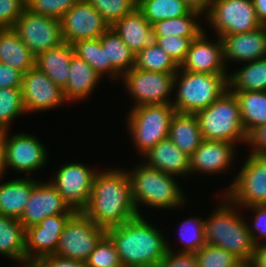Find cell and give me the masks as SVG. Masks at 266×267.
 Instances as JSON below:
<instances>
[{"label": "cell", "instance_id": "d590c367", "mask_svg": "<svg viewBox=\"0 0 266 267\" xmlns=\"http://www.w3.org/2000/svg\"><path fill=\"white\" fill-rule=\"evenodd\" d=\"M23 114L27 112L21 88L0 89V128L3 131L10 130L13 119Z\"/></svg>", "mask_w": 266, "mask_h": 267}, {"label": "cell", "instance_id": "f6af8a7d", "mask_svg": "<svg viewBox=\"0 0 266 267\" xmlns=\"http://www.w3.org/2000/svg\"><path fill=\"white\" fill-rule=\"evenodd\" d=\"M167 247V253L154 267H198V260L195 253H176L171 249L169 244H167Z\"/></svg>", "mask_w": 266, "mask_h": 267}, {"label": "cell", "instance_id": "5b68a950", "mask_svg": "<svg viewBox=\"0 0 266 267\" xmlns=\"http://www.w3.org/2000/svg\"><path fill=\"white\" fill-rule=\"evenodd\" d=\"M228 77L229 75L196 73L179 68L174 82L176 96L171 104L176 112L196 114L229 89Z\"/></svg>", "mask_w": 266, "mask_h": 267}, {"label": "cell", "instance_id": "680465c9", "mask_svg": "<svg viewBox=\"0 0 266 267\" xmlns=\"http://www.w3.org/2000/svg\"><path fill=\"white\" fill-rule=\"evenodd\" d=\"M3 132L4 131L0 128V140L2 139Z\"/></svg>", "mask_w": 266, "mask_h": 267}, {"label": "cell", "instance_id": "db71d44e", "mask_svg": "<svg viewBox=\"0 0 266 267\" xmlns=\"http://www.w3.org/2000/svg\"><path fill=\"white\" fill-rule=\"evenodd\" d=\"M6 171L5 164V148L2 139L0 140V179L3 178V174ZM1 182V180H0Z\"/></svg>", "mask_w": 266, "mask_h": 267}, {"label": "cell", "instance_id": "9a60e30c", "mask_svg": "<svg viewBox=\"0 0 266 267\" xmlns=\"http://www.w3.org/2000/svg\"><path fill=\"white\" fill-rule=\"evenodd\" d=\"M60 23L64 42L71 45L80 40L99 38L110 28L86 0H79L64 14Z\"/></svg>", "mask_w": 266, "mask_h": 267}, {"label": "cell", "instance_id": "2e32d148", "mask_svg": "<svg viewBox=\"0 0 266 267\" xmlns=\"http://www.w3.org/2000/svg\"><path fill=\"white\" fill-rule=\"evenodd\" d=\"M21 90L27 113L47 111L67 102L63 90L36 66L23 74Z\"/></svg>", "mask_w": 266, "mask_h": 267}, {"label": "cell", "instance_id": "4316f807", "mask_svg": "<svg viewBox=\"0 0 266 267\" xmlns=\"http://www.w3.org/2000/svg\"><path fill=\"white\" fill-rule=\"evenodd\" d=\"M38 181L25 176L0 183V214L20 219L32 188Z\"/></svg>", "mask_w": 266, "mask_h": 267}, {"label": "cell", "instance_id": "7a4b0ae2", "mask_svg": "<svg viewBox=\"0 0 266 267\" xmlns=\"http://www.w3.org/2000/svg\"><path fill=\"white\" fill-rule=\"evenodd\" d=\"M144 216L106 230L114 242L123 267H154L167 253L168 241Z\"/></svg>", "mask_w": 266, "mask_h": 267}, {"label": "cell", "instance_id": "60d3db41", "mask_svg": "<svg viewBox=\"0 0 266 267\" xmlns=\"http://www.w3.org/2000/svg\"><path fill=\"white\" fill-rule=\"evenodd\" d=\"M86 267H123L114 242L106 234L87 258Z\"/></svg>", "mask_w": 266, "mask_h": 267}, {"label": "cell", "instance_id": "7bdbcfd3", "mask_svg": "<svg viewBox=\"0 0 266 267\" xmlns=\"http://www.w3.org/2000/svg\"><path fill=\"white\" fill-rule=\"evenodd\" d=\"M196 37L176 35L158 37L157 44L180 66L185 60L190 43Z\"/></svg>", "mask_w": 266, "mask_h": 267}, {"label": "cell", "instance_id": "484cf974", "mask_svg": "<svg viewBox=\"0 0 266 267\" xmlns=\"http://www.w3.org/2000/svg\"><path fill=\"white\" fill-rule=\"evenodd\" d=\"M73 55V46L64 42L58 47L37 55L35 66L63 90L70 74V63Z\"/></svg>", "mask_w": 266, "mask_h": 267}, {"label": "cell", "instance_id": "f35d334b", "mask_svg": "<svg viewBox=\"0 0 266 267\" xmlns=\"http://www.w3.org/2000/svg\"><path fill=\"white\" fill-rule=\"evenodd\" d=\"M195 254L198 267H237L242 263L231 252L211 244H205Z\"/></svg>", "mask_w": 266, "mask_h": 267}, {"label": "cell", "instance_id": "cb8c5ba5", "mask_svg": "<svg viewBox=\"0 0 266 267\" xmlns=\"http://www.w3.org/2000/svg\"><path fill=\"white\" fill-rule=\"evenodd\" d=\"M100 43L106 55V75L121 79L134 67L135 54L112 28L100 36Z\"/></svg>", "mask_w": 266, "mask_h": 267}, {"label": "cell", "instance_id": "d6986e66", "mask_svg": "<svg viewBox=\"0 0 266 267\" xmlns=\"http://www.w3.org/2000/svg\"><path fill=\"white\" fill-rule=\"evenodd\" d=\"M205 30L190 43L185 60L180 69L218 75L227 74V67L223 60V44L219 37L217 41H209Z\"/></svg>", "mask_w": 266, "mask_h": 267}, {"label": "cell", "instance_id": "8d00e7d4", "mask_svg": "<svg viewBox=\"0 0 266 267\" xmlns=\"http://www.w3.org/2000/svg\"><path fill=\"white\" fill-rule=\"evenodd\" d=\"M74 55L87 62L102 78L106 73V55L100 43V37L96 39L80 40L72 44Z\"/></svg>", "mask_w": 266, "mask_h": 267}, {"label": "cell", "instance_id": "6f0895ef", "mask_svg": "<svg viewBox=\"0 0 266 267\" xmlns=\"http://www.w3.org/2000/svg\"><path fill=\"white\" fill-rule=\"evenodd\" d=\"M22 267H34L30 262L26 264H22Z\"/></svg>", "mask_w": 266, "mask_h": 267}, {"label": "cell", "instance_id": "c3c4849f", "mask_svg": "<svg viewBox=\"0 0 266 267\" xmlns=\"http://www.w3.org/2000/svg\"><path fill=\"white\" fill-rule=\"evenodd\" d=\"M23 73L8 64L0 63V89L21 88Z\"/></svg>", "mask_w": 266, "mask_h": 267}, {"label": "cell", "instance_id": "11a10c76", "mask_svg": "<svg viewBox=\"0 0 266 267\" xmlns=\"http://www.w3.org/2000/svg\"><path fill=\"white\" fill-rule=\"evenodd\" d=\"M218 1H220V0H207V11H208L209 7H210L213 3L218 2Z\"/></svg>", "mask_w": 266, "mask_h": 267}, {"label": "cell", "instance_id": "83f0119b", "mask_svg": "<svg viewBox=\"0 0 266 267\" xmlns=\"http://www.w3.org/2000/svg\"><path fill=\"white\" fill-rule=\"evenodd\" d=\"M167 138L191 156L204 141L196 114L176 112L170 122Z\"/></svg>", "mask_w": 266, "mask_h": 267}, {"label": "cell", "instance_id": "f907efd6", "mask_svg": "<svg viewBox=\"0 0 266 267\" xmlns=\"http://www.w3.org/2000/svg\"><path fill=\"white\" fill-rule=\"evenodd\" d=\"M251 267H266V243L255 245V249L251 259L249 260Z\"/></svg>", "mask_w": 266, "mask_h": 267}, {"label": "cell", "instance_id": "816d5d0a", "mask_svg": "<svg viewBox=\"0 0 266 267\" xmlns=\"http://www.w3.org/2000/svg\"><path fill=\"white\" fill-rule=\"evenodd\" d=\"M252 2L258 21L266 26V0H252Z\"/></svg>", "mask_w": 266, "mask_h": 267}, {"label": "cell", "instance_id": "836d02e7", "mask_svg": "<svg viewBox=\"0 0 266 267\" xmlns=\"http://www.w3.org/2000/svg\"><path fill=\"white\" fill-rule=\"evenodd\" d=\"M202 13L192 10L189 14L173 18L164 19L152 25V30L157 37L163 36H182V37H198L204 29L197 20Z\"/></svg>", "mask_w": 266, "mask_h": 267}, {"label": "cell", "instance_id": "e575fe53", "mask_svg": "<svg viewBox=\"0 0 266 267\" xmlns=\"http://www.w3.org/2000/svg\"><path fill=\"white\" fill-rule=\"evenodd\" d=\"M134 68L159 73H176L179 65L157 44L145 47L135 55Z\"/></svg>", "mask_w": 266, "mask_h": 267}, {"label": "cell", "instance_id": "8fae6325", "mask_svg": "<svg viewBox=\"0 0 266 267\" xmlns=\"http://www.w3.org/2000/svg\"><path fill=\"white\" fill-rule=\"evenodd\" d=\"M121 78L127 93L136 101L132 108L172 102L170 94L174 92L175 73L143 71L133 67Z\"/></svg>", "mask_w": 266, "mask_h": 267}, {"label": "cell", "instance_id": "9c48e42d", "mask_svg": "<svg viewBox=\"0 0 266 267\" xmlns=\"http://www.w3.org/2000/svg\"><path fill=\"white\" fill-rule=\"evenodd\" d=\"M232 184L222 194L245 208L266 203V157L249 152Z\"/></svg>", "mask_w": 266, "mask_h": 267}, {"label": "cell", "instance_id": "1f68e13d", "mask_svg": "<svg viewBox=\"0 0 266 267\" xmlns=\"http://www.w3.org/2000/svg\"><path fill=\"white\" fill-rule=\"evenodd\" d=\"M234 94L240 105L241 120L247 135L266 124V91H240Z\"/></svg>", "mask_w": 266, "mask_h": 267}, {"label": "cell", "instance_id": "6da1fadb", "mask_svg": "<svg viewBox=\"0 0 266 267\" xmlns=\"http://www.w3.org/2000/svg\"><path fill=\"white\" fill-rule=\"evenodd\" d=\"M82 212L105 230L137 216L128 171L119 168L97 172L88 205Z\"/></svg>", "mask_w": 266, "mask_h": 267}, {"label": "cell", "instance_id": "ac0fdd59", "mask_svg": "<svg viewBox=\"0 0 266 267\" xmlns=\"http://www.w3.org/2000/svg\"><path fill=\"white\" fill-rule=\"evenodd\" d=\"M72 215L48 216L37 225L26 229V263L42 256L53 255L56 252L64 226Z\"/></svg>", "mask_w": 266, "mask_h": 267}, {"label": "cell", "instance_id": "ab89813d", "mask_svg": "<svg viewBox=\"0 0 266 267\" xmlns=\"http://www.w3.org/2000/svg\"><path fill=\"white\" fill-rule=\"evenodd\" d=\"M103 17L111 27L125 15L131 13L137 7V0H86Z\"/></svg>", "mask_w": 266, "mask_h": 267}, {"label": "cell", "instance_id": "f5cc1de1", "mask_svg": "<svg viewBox=\"0 0 266 267\" xmlns=\"http://www.w3.org/2000/svg\"><path fill=\"white\" fill-rule=\"evenodd\" d=\"M192 10H196L205 15L207 13V0H183Z\"/></svg>", "mask_w": 266, "mask_h": 267}, {"label": "cell", "instance_id": "5bb4252c", "mask_svg": "<svg viewBox=\"0 0 266 267\" xmlns=\"http://www.w3.org/2000/svg\"><path fill=\"white\" fill-rule=\"evenodd\" d=\"M97 171L83 163L62 165L56 176L49 182L62 195L75 212H82L88 205L93 179Z\"/></svg>", "mask_w": 266, "mask_h": 267}, {"label": "cell", "instance_id": "d4e9b609", "mask_svg": "<svg viewBox=\"0 0 266 267\" xmlns=\"http://www.w3.org/2000/svg\"><path fill=\"white\" fill-rule=\"evenodd\" d=\"M69 77L63 95L67 101L76 102L89 98L95 86L100 82L99 74L83 59L73 55L70 63Z\"/></svg>", "mask_w": 266, "mask_h": 267}, {"label": "cell", "instance_id": "7dc6e473", "mask_svg": "<svg viewBox=\"0 0 266 267\" xmlns=\"http://www.w3.org/2000/svg\"><path fill=\"white\" fill-rule=\"evenodd\" d=\"M34 267H86V263L72 259H64L56 255H47L30 262Z\"/></svg>", "mask_w": 266, "mask_h": 267}, {"label": "cell", "instance_id": "ee69618b", "mask_svg": "<svg viewBox=\"0 0 266 267\" xmlns=\"http://www.w3.org/2000/svg\"><path fill=\"white\" fill-rule=\"evenodd\" d=\"M26 10V0H0V29L13 28Z\"/></svg>", "mask_w": 266, "mask_h": 267}, {"label": "cell", "instance_id": "44dd1931", "mask_svg": "<svg viewBox=\"0 0 266 267\" xmlns=\"http://www.w3.org/2000/svg\"><path fill=\"white\" fill-rule=\"evenodd\" d=\"M236 144L225 141L204 140L190 156V175L217 174L229 170Z\"/></svg>", "mask_w": 266, "mask_h": 267}, {"label": "cell", "instance_id": "30bf717a", "mask_svg": "<svg viewBox=\"0 0 266 267\" xmlns=\"http://www.w3.org/2000/svg\"><path fill=\"white\" fill-rule=\"evenodd\" d=\"M205 17L217 37L245 33L262 26L252 0H220L209 7Z\"/></svg>", "mask_w": 266, "mask_h": 267}, {"label": "cell", "instance_id": "bcb514c9", "mask_svg": "<svg viewBox=\"0 0 266 267\" xmlns=\"http://www.w3.org/2000/svg\"><path fill=\"white\" fill-rule=\"evenodd\" d=\"M246 208L255 212L253 218L254 223L251 226L248 225L253 243L255 245L263 243V241L266 243V203L248 206ZM260 239L264 240L260 241Z\"/></svg>", "mask_w": 266, "mask_h": 267}, {"label": "cell", "instance_id": "681fc988", "mask_svg": "<svg viewBox=\"0 0 266 267\" xmlns=\"http://www.w3.org/2000/svg\"><path fill=\"white\" fill-rule=\"evenodd\" d=\"M252 146L250 153L266 157V124L255 128L247 138V143Z\"/></svg>", "mask_w": 266, "mask_h": 267}, {"label": "cell", "instance_id": "277c9868", "mask_svg": "<svg viewBox=\"0 0 266 267\" xmlns=\"http://www.w3.org/2000/svg\"><path fill=\"white\" fill-rule=\"evenodd\" d=\"M128 173L132 184V199L138 215H142L138 209L141 204L159 210L177 209L187 199L174 176L149 167L144 162L137 164L133 170H128Z\"/></svg>", "mask_w": 266, "mask_h": 267}, {"label": "cell", "instance_id": "e0dca14e", "mask_svg": "<svg viewBox=\"0 0 266 267\" xmlns=\"http://www.w3.org/2000/svg\"><path fill=\"white\" fill-rule=\"evenodd\" d=\"M74 213L50 182L38 181L32 188L19 222L27 229L48 216Z\"/></svg>", "mask_w": 266, "mask_h": 267}, {"label": "cell", "instance_id": "ffe728a7", "mask_svg": "<svg viewBox=\"0 0 266 267\" xmlns=\"http://www.w3.org/2000/svg\"><path fill=\"white\" fill-rule=\"evenodd\" d=\"M223 60L226 63L250 62L266 57V26L232 35H222Z\"/></svg>", "mask_w": 266, "mask_h": 267}, {"label": "cell", "instance_id": "f546056e", "mask_svg": "<svg viewBox=\"0 0 266 267\" xmlns=\"http://www.w3.org/2000/svg\"><path fill=\"white\" fill-rule=\"evenodd\" d=\"M26 229L19 219L0 214V255L26 264Z\"/></svg>", "mask_w": 266, "mask_h": 267}, {"label": "cell", "instance_id": "f1b7e54d", "mask_svg": "<svg viewBox=\"0 0 266 267\" xmlns=\"http://www.w3.org/2000/svg\"><path fill=\"white\" fill-rule=\"evenodd\" d=\"M0 63L8 64L23 74L35 66V56L13 28L0 29Z\"/></svg>", "mask_w": 266, "mask_h": 267}, {"label": "cell", "instance_id": "7402d4cb", "mask_svg": "<svg viewBox=\"0 0 266 267\" xmlns=\"http://www.w3.org/2000/svg\"><path fill=\"white\" fill-rule=\"evenodd\" d=\"M110 28L135 55L145 47L157 45L158 37L152 30V25L137 7Z\"/></svg>", "mask_w": 266, "mask_h": 267}, {"label": "cell", "instance_id": "ba28073f", "mask_svg": "<svg viewBox=\"0 0 266 267\" xmlns=\"http://www.w3.org/2000/svg\"><path fill=\"white\" fill-rule=\"evenodd\" d=\"M105 235L104 228L96 225L83 212H75L66 222L53 255L86 262Z\"/></svg>", "mask_w": 266, "mask_h": 267}, {"label": "cell", "instance_id": "b9f144b4", "mask_svg": "<svg viewBox=\"0 0 266 267\" xmlns=\"http://www.w3.org/2000/svg\"><path fill=\"white\" fill-rule=\"evenodd\" d=\"M79 0H26V9L44 16L61 19Z\"/></svg>", "mask_w": 266, "mask_h": 267}, {"label": "cell", "instance_id": "603a6c76", "mask_svg": "<svg viewBox=\"0 0 266 267\" xmlns=\"http://www.w3.org/2000/svg\"><path fill=\"white\" fill-rule=\"evenodd\" d=\"M143 157L146 165L163 173L174 177L190 175V156L168 138L156 144Z\"/></svg>", "mask_w": 266, "mask_h": 267}, {"label": "cell", "instance_id": "9f6ffc18", "mask_svg": "<svg viewBox=\"0 0 266 267\" xmlns=\"http://www.w3.org/2000/svg\"><path fill=\"white\" fill-rule=\"evenodd\" d=\"M237 267H251L250 265H249V263L248 262H242L239 266H237Z\"/></svg>", "mask_w": 266, "mask_h": 267}, {"label": "cell", "instance_id": "74e56055", "mask_svg": "<svg viewBox=\"0 0 266 267\" xmlns=\"http://www.w3.org/2000/svg\"><path fill=\"white\" fill-rule=\"evenodd\" d=\"M179 225V239L184 247L177 252L195 253L206 244L204 219L191 217Z\"/></svg>", "mask_w": 266, "mask_h": 267}, {"label": "cell", "instance_id": "52a82bcc", "mask_svg": "<svg viewBox=\"0 0 266 267\" xmlns=\"http://www.w3.org/2000/svg\"><path fill=\"white\" fill-rule=\"evenodd\" d=\"M175 113L172 104L143 105L130 110L127 114V128L141 156L167 139Z\"/></svg>", "mask_w": 266, "mask_h": 267}, {"label": "cell", "instance_id": "8992f818", "mask_svg": "<svg viewBox=\"0 0 266 267\" xmlns=\"http://www.w3.org/2000/svg\"><path fill=\"white\" fill-rule=\"evenodd\" d=\"M204 140L247 143L240 114V105L234 92L226 90L207 108L196 113Z\"/></svg>", "mask_w": 266, "mask_h": 267}, {"label": "cell", "instance_id": "4dcf8cb0", "mask_svg": "<svg viewBox=\"0 0 266 267\" xmlns=\"http://www.w3.org/2000/svg\"><path fill=\"white\" fill-rule=\"evenodd\" d=\"M244 64L229 74V89L232 92L266 91V57Z\"/></svg>", "mask_w": 266, "mask_h": 267}, {"label": "cell", "instance_id": "4fadbf2b", "mask_svg": "<svg viewBox=\"0 0 266 267\" xmlns=\"http://www.w3.org/2000/svg\"><path fill=\"white\" fill-rule=\"evenodd\" d=\"M8 131L5 130L2 135L6 169L26 173L30 177V173L45 166L48 152L36 136L20 132L9 138Z\"/></svg>", "mask_w": 266, "mask_h": 267}, {"label": "cell", "instance_id": "d6a6232c", "mask_svg": "<svg viewBox=\"0 0 266 267\" xmlns=\"http://www.w3.org/2000/svg\"><path fill=\"white\" fill-rule=\"evenodd\" d=\"M137 8L151 25L164 19L187 15L192 11L183 0H137Z\"/></svg>", "mask_w": 266, "mask_h": 267}, {"label": "cell", "instance_id": "7c38bea8", "mask_svg": "<svg viewBox=\"0 0 266 267\" xmlns=\"http://www.w3.org/2000/svg\"><path fill=\"white\" fill-rule=\"evenodd\" d=\"M13 30L36 57L64 43L59 19L25 10Z\"/></svg>", "mask_w": 266, "mask_h": 267}, {"label": "cell", "instance_id": "3957f363", "mask_svg": "<svg viewBox=\"0 0 266 267\" xmlns=\"http://www.w3.org/2000/svg\"><path fill=\"white\" fill-rule=\"evenodd\" d=\"M224 203L218 204L215 211L204 220L206 244L218 246L231 252L241 262H249L255 244L245 221L236 209H239L226 195Z\"/></svg>", "mask_w": 266, "mask_h": 267}]
</instances>
